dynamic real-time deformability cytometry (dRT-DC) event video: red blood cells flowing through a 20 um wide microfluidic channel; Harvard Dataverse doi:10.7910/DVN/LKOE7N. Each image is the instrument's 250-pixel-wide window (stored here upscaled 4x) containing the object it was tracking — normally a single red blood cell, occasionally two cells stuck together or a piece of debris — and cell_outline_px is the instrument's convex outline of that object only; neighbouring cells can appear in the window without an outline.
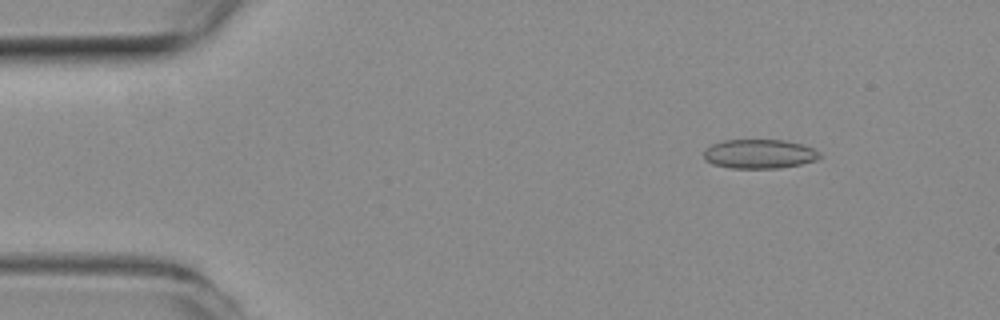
{"species": "common noctule bat (a hibernating species)", "species_latin": "Nyctalus noctula", "temperature_condition": "room temperature", "stored_images_in_passage": 55, "camera_frame_rate_fps": 3000, "um_per_image_px": 0.085, "animal": {"sex": "female", "body_mass_g": 19.3, "forearm_length_mm": 54.1}, "frame": {"image": 1, "passage_image": 6, "time_ms": 1.667, "image_size_px": [1000, 320], "cell_outline_px": [[820, 156], [816, 160], [800, 164], [780, 168], [732, 168], [712, 164], [704, 160], [704, 148], [712, 144], [724, 140], [784, 140], [800, 144], [812, 148], [820, 152]], "centroid_in_image_um": [64.5, 13.08], "position_along_channel_um": 20.5, "area_um2": 19.71}}
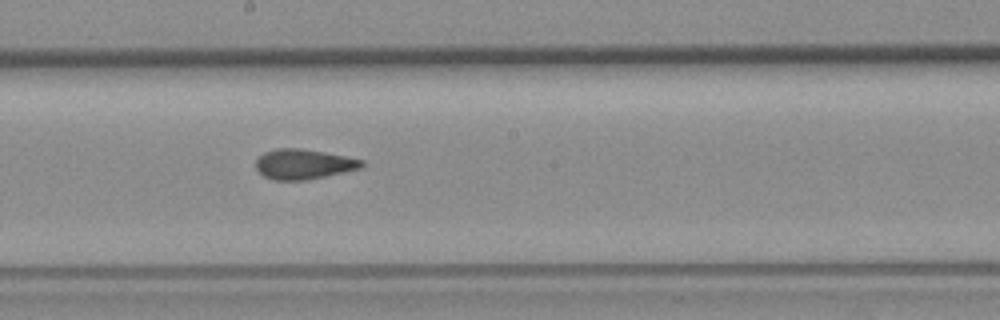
{"frame": {"image": 2, "passage_image": 29, "time_ms": 9.333, "image_size_px": [1000, 320], "cell_outline_px": [[364, 164], [360, 168], [344, 172], [308, 180], [272, 180], [264, 176], [256, 168], [256, 160], [264, 152], [276, 148], [300, 148], [324, 152], [364, 160]], "centroid_in_image_um": [25.79, 13.95], "position_along_channel_um": 222.4, "area_um2": 18.5}}
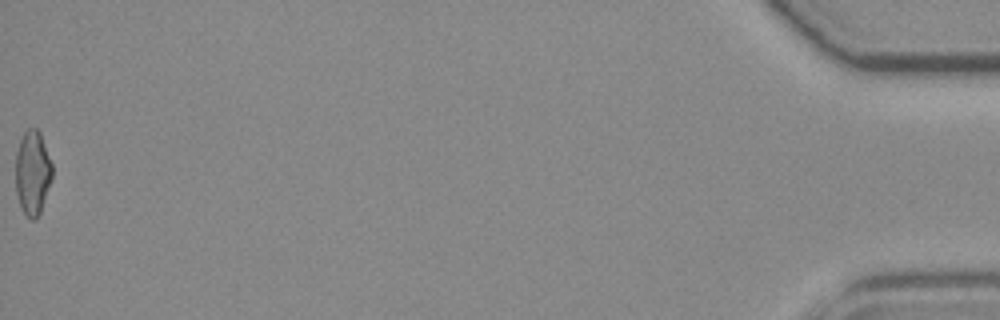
{"frame": {"image": 3, "passage_image": 55, "time_ms": 18.0, "image_size_px": [1000, 320], "cell_outline_px": [[52, 176], [40, 212], [36, 220], [32, 220], [24, 212], [20, 204], [16, 192], [16, 152], [20, 140], [24, 132], [28, 128], [36, 128], [40, 132], [52, 164]], "centroid_in_image_um": [2.76, 14.66], "position_along_channel_um": 432.4, "area_um2": 17.74}, "authors_computed_cell_mechanics": {"area_um2": 18.6116, "velocity_mm_per_s": 3.6862, "shape_relaxation_time_tau1_ms": null, "shape_relaxation_time_tau2_ms": 2.2351, "deformation_change_tau1": null, "deformation_change_tau2": 0.1095}}